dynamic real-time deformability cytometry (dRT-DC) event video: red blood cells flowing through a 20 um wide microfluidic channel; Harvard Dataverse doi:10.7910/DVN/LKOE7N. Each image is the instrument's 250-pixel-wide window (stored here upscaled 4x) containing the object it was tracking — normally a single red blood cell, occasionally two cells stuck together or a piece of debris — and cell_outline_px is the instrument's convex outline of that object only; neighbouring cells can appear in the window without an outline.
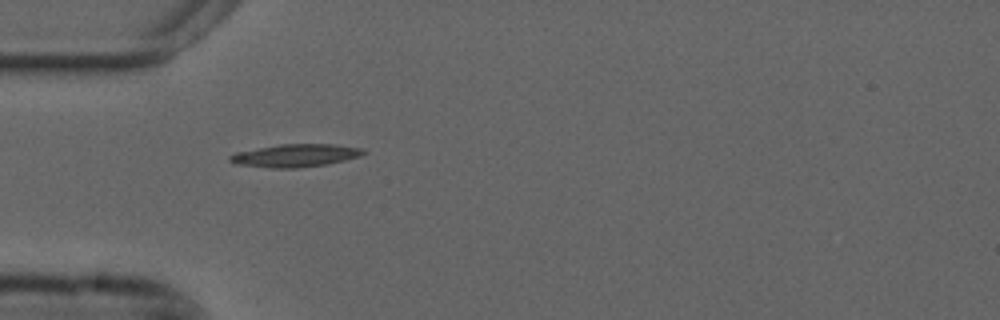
{"species": "common noctule bat (a hibernating species)", "species_latin": "Nyctalus noctula", "temperature_condition": "cold", "stored_images_in_passage": 40, "camera_frame_rate_fps": 3000, "um_per_image_px": 0.085, "animal": {"sex": "male", "forearm_length_mm": 52.5}, "frame": {"image": 1, "passage_image": 1, "time_ms": 0.0, "image_size_px": [1000, 320], "cell_outline_px": [[364, 152], [360, 156], [328, 164], [300, 168], [272, 168], [236, 164], [228, 160], [228, 156], [236, 152], [280, 144], [332, 144], [364, 148]], "centroid_in_image_um": [25.09, 13.22], "position_along_channel_um": 59.9, "area_um2": 17.74}}
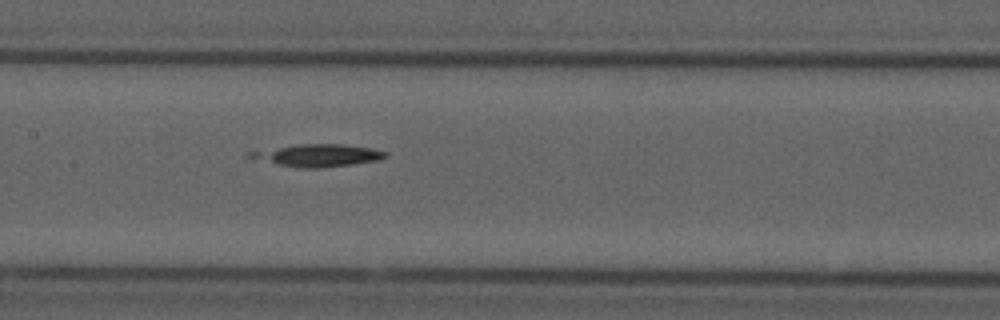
{"frame": {"image": 2, "passage_image": 11, "time_ms": 3.333, "image_size_px": [1000, 320], "cell_outline_px": [[388, 156], [380, 160], [352, 164], [320, 168], [296, 168], [280, 164], [264, 156], [280, 148], [300, 144], [344, 144], [372, 148], [388, 152]], "centroid_in_image_um": [27.6, 13.21], "position_along_channel_um": 179.8, "area_um2": 15.78}}
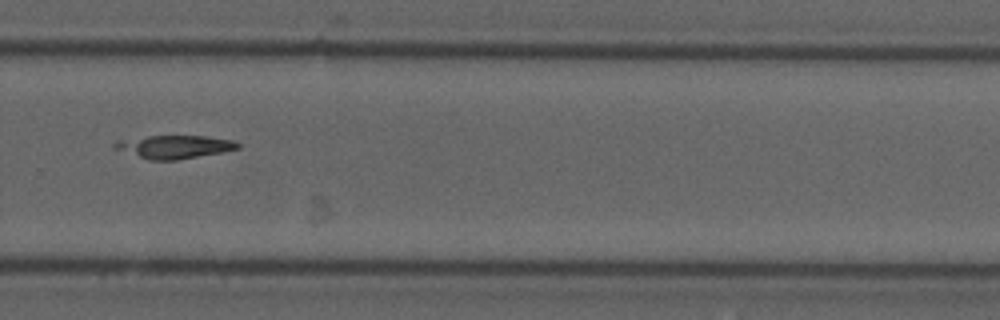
{"frame": {"image": 3, "passage_image": 22, "time_ms": 7.0, "image_size_px": [1000, 320], "cell_outline_px": [[240, 148], [224, 152], [176, 160], [148, 160], [112, 148], [112, 144], [120, 140], [148, 136], [204, 136], [232, 140], [240, 144]], "centroid_in_image_um": [14.81, 12.48], "position_along_channel_um": 315.0, "area_um2": 16.59}}